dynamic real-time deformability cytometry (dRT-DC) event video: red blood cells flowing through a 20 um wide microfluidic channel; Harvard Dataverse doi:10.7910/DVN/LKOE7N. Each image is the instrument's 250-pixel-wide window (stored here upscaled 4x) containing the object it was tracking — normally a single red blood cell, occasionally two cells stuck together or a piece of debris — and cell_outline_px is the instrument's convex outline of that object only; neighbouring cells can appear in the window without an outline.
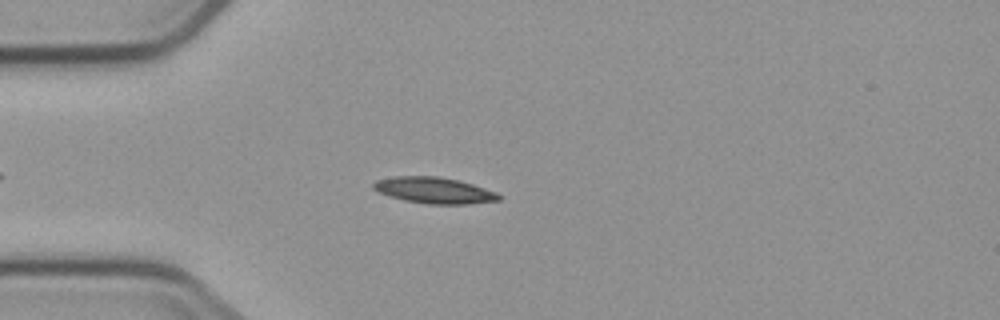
{"species": "common noctule bat (a hibernating species)", "species_latin": "Nyctalus noctula", "temperature_condition": "cold", "stored_images_in_passage": 3, "camera_frame_rate_fps": 3000, "um_per_image_px": 0.085, "animal": {"sex": "male", "body_mass_g": 23.1, "forearm_length_mm": 52.7}, "frame": {"image": 1, "passage_image": 2, "time_ms": 1.333, "image_size_px": [1000, 320], "cell_outline_px": [[500, 200], [468, 204], [428, 204], [404, 200], [388, 196], [372, 188], [372, 184], [376, 180], [392, 176], [440, 176], [460, 180], [496, 192], [500, 196]], "centroid_in_image_um": [36.88, 16.17], "position_along_channel_um": 48.1, "area_um2": 19.19}}